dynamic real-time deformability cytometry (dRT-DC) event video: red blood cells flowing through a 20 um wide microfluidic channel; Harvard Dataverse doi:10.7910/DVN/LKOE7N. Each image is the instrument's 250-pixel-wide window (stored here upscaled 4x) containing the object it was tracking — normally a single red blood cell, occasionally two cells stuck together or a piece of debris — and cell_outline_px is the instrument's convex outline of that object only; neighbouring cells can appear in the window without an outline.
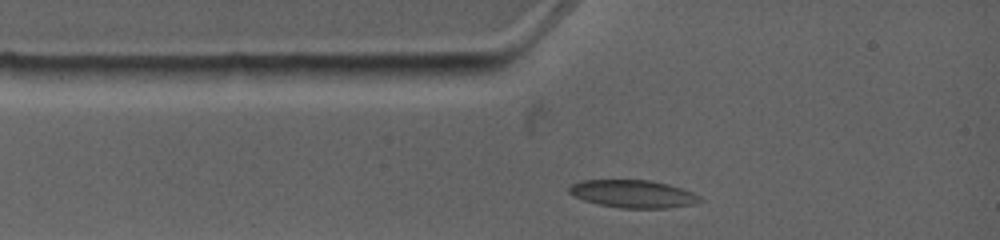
{"species": "common noctule bat (a hibernating species)", "species_latin": "Nyctalus noctula", "temperature_condition": "warm", "stored_images_in_passage": 2, "camera_frame_rate_fps": 4500, "um_per_image_px": 0.085, "animal": {"sex": "female", "body_mass_g": 19.0, "forearm_length_mm": 53.3}, "frame": {"image": 1, "passage_image": 1, "time_ms": 0.0, "image_size_px": [1000, 240], "cell_outline_px": [[704, 200], [696, 204], [668, 208], [620, 208], [600, 204], [584, 200], [568, 192], [568, 188], [572, 184], [584, 180], [652, 180], [668, 184], [692, 192], [700, 196]], "centroid_in_image_um": [53.86, 16.48], "position_along_channel_um": 31.1, "area_um2": 21.1}}
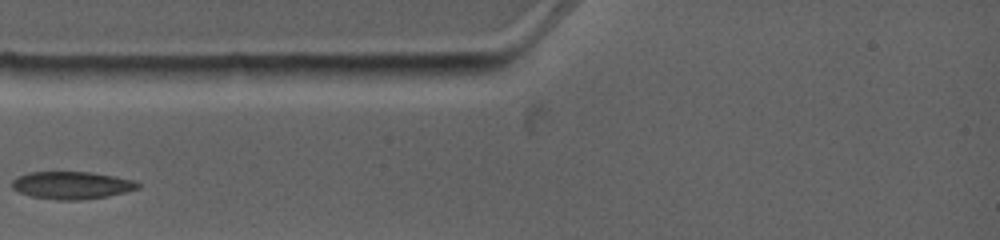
{"frame": {"image": 2, "passage_image": 2, "time_ms": 1.333, "image_size_px": [1000, 240], "cell_outline_px": [[140, 188], [108, 196], [80, 200], [56, 200], [32, 196], [20, 192], [12, 188], [12, 180], [16, 176], [28, 172], [88, 172], [112, 176], [132, 180], [140, 184]], "centroid_in_image_um": [6.06, 15.75], "position_along_channel_um": 78.9, "area_um2": 20.06}}